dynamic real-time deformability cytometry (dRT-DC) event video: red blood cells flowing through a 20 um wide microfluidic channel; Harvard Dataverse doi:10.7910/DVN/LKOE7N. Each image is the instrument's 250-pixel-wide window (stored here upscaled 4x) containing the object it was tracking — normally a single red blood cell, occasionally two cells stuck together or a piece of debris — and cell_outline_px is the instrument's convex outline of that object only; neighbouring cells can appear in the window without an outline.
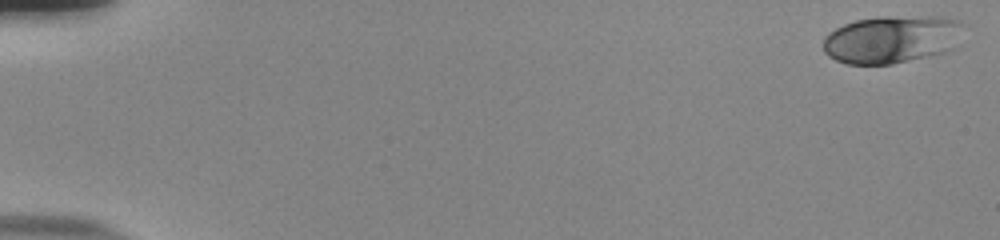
{"species": "human", "species_latin": "Homo sapiens", "temperature_condition": "room temperature", "stored_images_in_passage": 14, "camera_frame_rate_fps": 3000, "um_per_image_px": 0.085, "donor": {"sex": "male"}, "frame": {"image": 1, "passage_image": 1, "time_ms": 0.0, "image_size_px": [1000, 240], "cell_outline_px": [[968, 24], [956, 48], [944, 52], [892, 64], [848, 64], [836, 60], [828, 56], [824, 52], [824, 36], [828, 32], [844, 24], [856, 20], [880, 16], [936, 16], [956, 20]], "centroid_in_image_um": [75.86, 3.32], "position_along_channel_um": 9.1, "area_um2": 39.65}}